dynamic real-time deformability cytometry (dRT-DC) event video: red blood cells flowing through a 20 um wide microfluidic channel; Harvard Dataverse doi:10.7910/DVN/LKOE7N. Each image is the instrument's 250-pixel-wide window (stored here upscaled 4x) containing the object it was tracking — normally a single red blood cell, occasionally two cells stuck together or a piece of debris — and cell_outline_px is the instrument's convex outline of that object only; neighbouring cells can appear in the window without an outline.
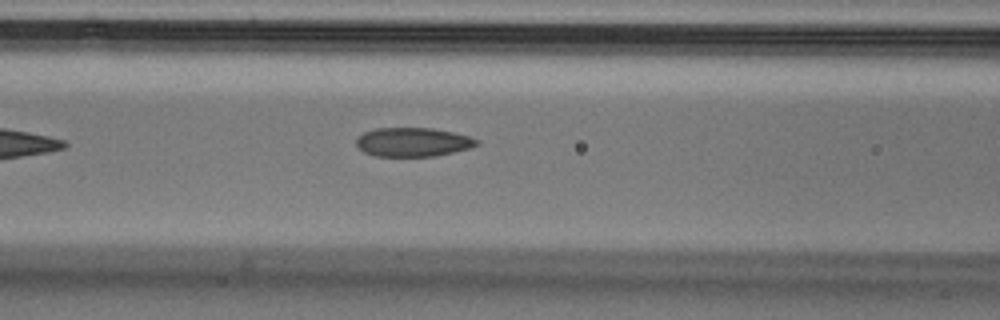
{"species": "Egyptian fruit bat (a non-hibernating species)", "species_latin": "Rousettus aegyptiacus", "temperature_condition": "cold", "stored_images_in_passage": 10, "camera_frame_rate_fps": 3000, "um_per_image_px": 0.085, "animal": {"sex": "male"}, "frame": {"image": 1, "passage_image": 6, "time_ms": 1.667, "image_size_px": [1000, 320], "cell_outline_px": [[480, 144], [472, 148], [436, 156], [376, 156], [364, 152], [356, 144], [356, 140], [364, 132], [376, 128], [432, 128], [452, 132], [468, 136], [480, 140]], "centroid_in_image_um": [35.14, 12.08], "position_along_channel_um": 131.5, "area_um2": 20.35}}